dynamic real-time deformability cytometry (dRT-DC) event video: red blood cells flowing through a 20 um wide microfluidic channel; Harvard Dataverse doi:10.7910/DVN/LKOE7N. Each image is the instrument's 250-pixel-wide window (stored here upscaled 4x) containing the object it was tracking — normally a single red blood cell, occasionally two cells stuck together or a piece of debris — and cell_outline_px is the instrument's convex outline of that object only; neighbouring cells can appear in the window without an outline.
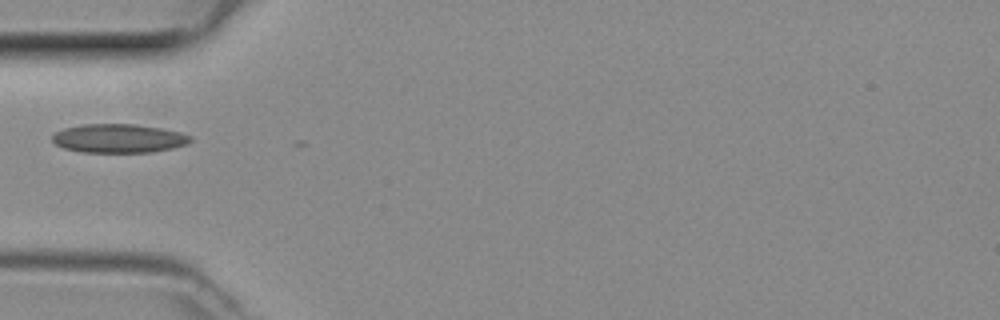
{"species": "common noctule bat (a hibernating species)", "species_latin": "Nyctalus noctula", "temperature_condition": "room temperature", "stored_images_in_passage": 26, "camera_frame_rate_fps": 3000, "um_per_image_px": 0.085, "animal": {"sex": "female", "body_mass_g": 29.2, "forearm_length_mm": 56.3}, "frame": {"image": 1, "passage_image": 1, "time_ms": 0.0, "image_size_px": [1000, 320], "cell_outline_px": [[192, 140], [188, 144], [172, 148], [152, 152], [80, 152], [64, 148], [56, 144], [52, 140], [52, 136], [56, 132], [64, 128], [84, 124], [136, 124], [160, 128], [180, 132], [192, 136]], "centroid_in_image_um": [10.11, 11.76], "position_along_channel_um": 74.9, "area_um2": 23.18}}
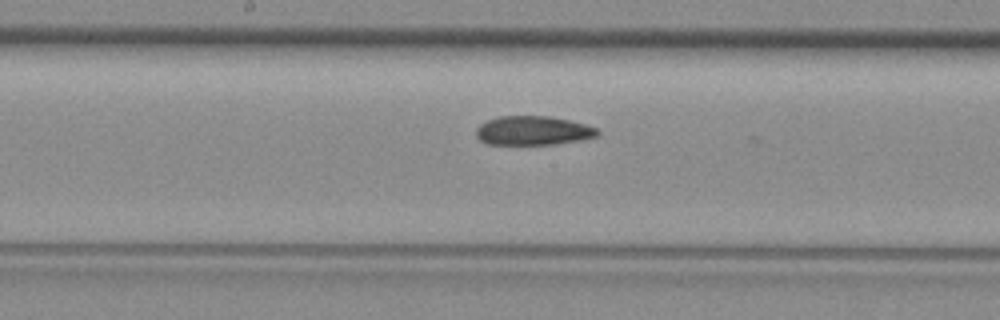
{"frame": {"image": 2, "passage_image": 10, "time_ms": 3.0, "image_size_px": [1000, 320], "cell_outline_px": [[600, 132], [596, 136], [576, 140], [552, 144], [488, 144], [480, 140], [476, 136], [476, 128], [480, 124], [488, 120], [500, 116], [548, 116], [568, 120], [584, 124], [596, 128]], "centroid_in_image_um": [45.26, 11.09], "position_along_channel_um": 202.9, "area_um2": 20.23}}
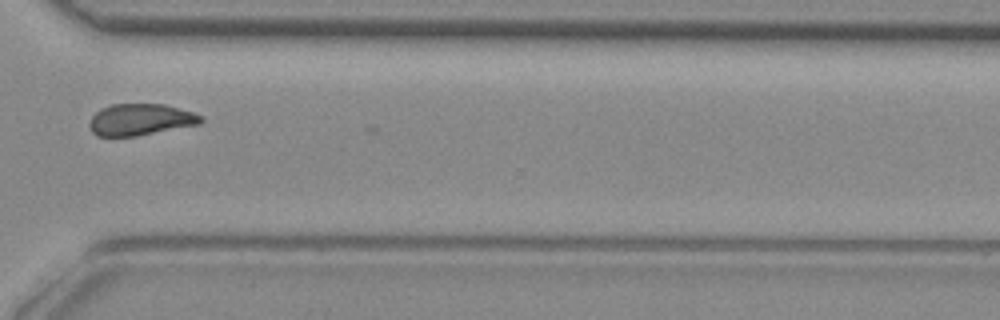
{"frame": {"image": 3, "passage_image": 21, "time_ms": 6.667, "image_size_px": [1000, 320], "cell_outline_px": [[204, 120], [200, 124], [136, 136], [96, 136], [92, 132], [88, 124], [92, 116], [100, 108], [112, 104], [164, 104], [192, 112], [200, 116]], "centroid_in_image_um": [11.9, 10.17], "position_along_channel_um": 358.7, "area_um2": 20.46}}